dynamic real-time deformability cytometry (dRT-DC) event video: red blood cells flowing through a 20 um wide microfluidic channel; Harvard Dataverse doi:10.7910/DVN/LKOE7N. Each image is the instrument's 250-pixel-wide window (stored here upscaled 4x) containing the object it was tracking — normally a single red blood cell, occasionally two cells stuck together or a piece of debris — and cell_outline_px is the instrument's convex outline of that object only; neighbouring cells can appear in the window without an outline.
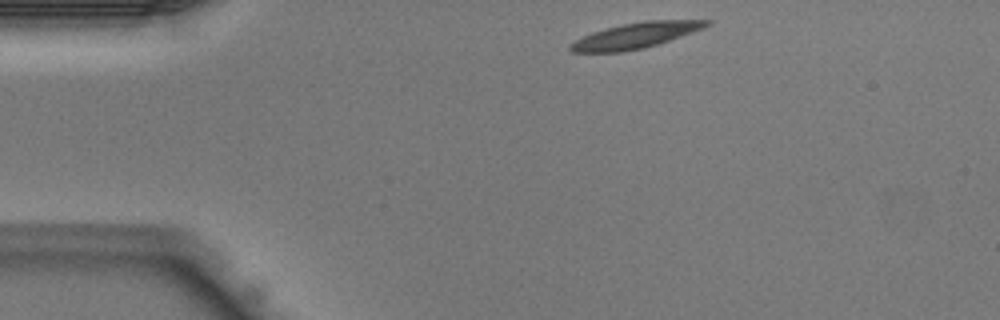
{"species": "Egyptian fruit bat (a non-hibernating species)", "species_latin": "Rousettus aegyptiacus", "temperature_condition": "warm", "stored_images_in_passage": 36, "camera_frame_rate_fps": 3000, "um_per_image_px": 0.085, "animal": {"sex": "male"}, "frame": {"image": 1, "passage_image": 1, "time_ms": 0.0, "image_size_px": [1000, 320], "cell_outline_px": [[712, 24], [704, 28], [644, 48], [620, 52], [572, 52], [568, 48], [568, 44], [592, 32], [604, 28], [644, 20], [712, 20]], "centroid_in_image_um": [54.01, 3.01], "position_along_channel_um": 31.0, "area_um2": 20.17}}
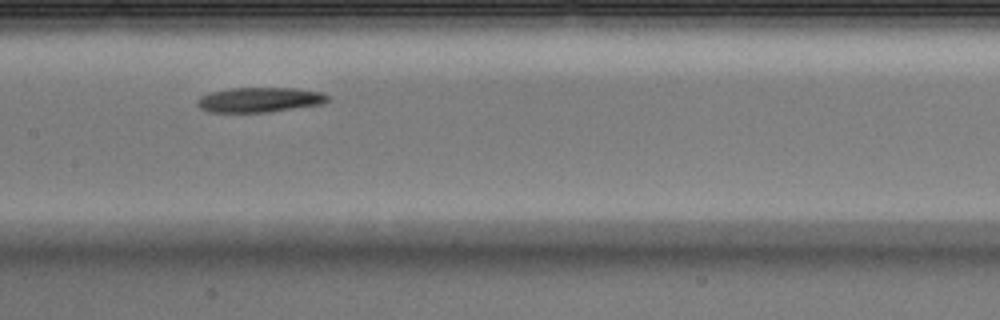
{"frame": {"image": 2, "passage_image": 14, "time_ms": 4.333, "image_size_px": [1000, 320], "cell_outline_px": [[332, 100], [324, 104], [268, 112], [208, 112], [200, 108], [196, 104], [196, 100], [200, 96], [212, 92], [228, 88], [296, 88], [320, 92], [328, 96]], "centroid_in_image_um": [22.08, 8.48], "position_along_channel_um": 185.3, "area_um2": 19.07}}
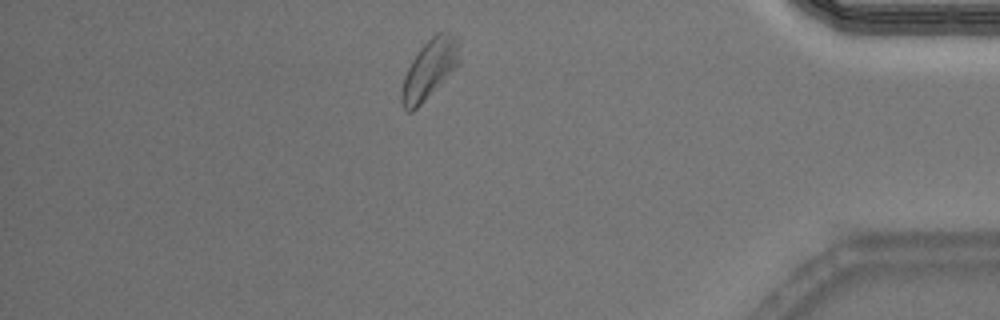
{"frame": {"image": 3, "passage_image": 30, "time_ms": 9.667, "image_size_px": [1000, 320], "cell_outline_px": [[460, 64], [412, 112], [408, 112], [404, 108], [400, 100], [400, 88], [404, 76], [412, 60], [420, 48], [436, 32], [444, 28], [448, 28], [456, 32], [460, 44]], "centroid_in_image_um": [36.56, 5.78], "position_along_channel_um": 398.6, "area_um2": 20.52}}